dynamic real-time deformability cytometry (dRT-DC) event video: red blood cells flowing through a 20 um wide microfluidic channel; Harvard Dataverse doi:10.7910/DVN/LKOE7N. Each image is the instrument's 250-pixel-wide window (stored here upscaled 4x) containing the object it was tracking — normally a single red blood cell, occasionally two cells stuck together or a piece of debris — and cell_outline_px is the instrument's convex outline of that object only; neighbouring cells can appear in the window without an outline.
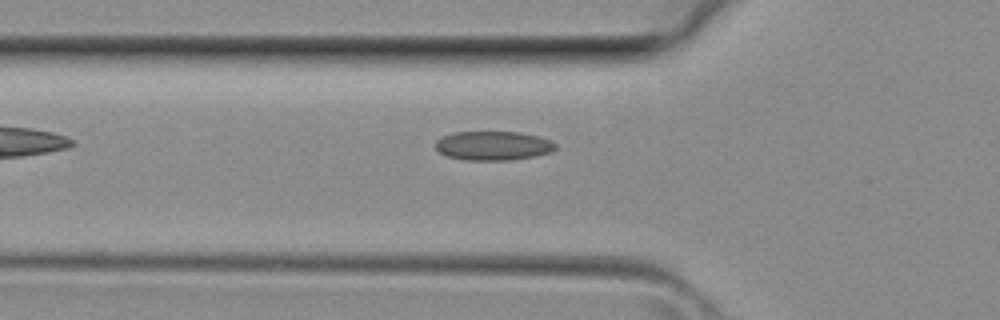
{"species": "common noctule bat (a hibernating species)", "species_latin": "Nyctalus noctula", "temperature_condition": "room temperature", "stored_images_in_passage": 25, "camera_frame_rate_fps": 3000, "um_per_image_px": 0.085, "animal": {"sex": "female", "body_mass_g": 29.2, "forearm_length_mm": 56.3}, "frame": {"image": 1, "passage_image": 2, "time_ms": 0.333, "image_size_px": [1000, 320], "cell_outline_px": [[556, 148], [548, 152], [536, 156], [512, 160], [464, 160], [444, 156], [436, 148], [436, 140], [452, 132], [520, 132], [536, 136], [548, 140], [556, 144]], "centroid_in_image_um": [41.87, 12.39], "position_along_channel_um": 83.9, "area_um2": 20.29}}
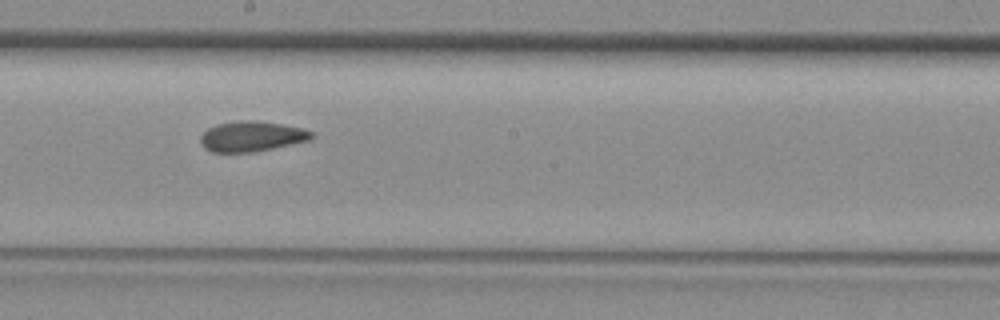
{"frame": {"image": 2, "passage_image": 10, "time_ms": 3.0, "image_size_px": [1000, 320], "cell_outline_px": [[312, 136], [308, 140], [272, 148], [252, 152], [212, 152], [204, 148], [200, 144], [200, 136], [208, 128], [216, 124], [240, 120], [252, 120], [280, 124], [300, 128], [312, 132]], "centroid_in_image_um": [21.3, 11.59], "position_along_channel_um": 226.9, "area_um2": 19.31}}
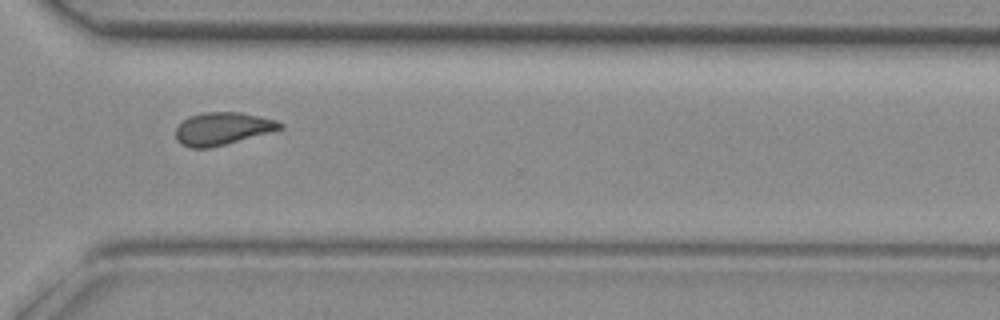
{"frame": {"image": 3, "passage_image": 17, "time_ms": 5.333, "image_size_px": [1000, 320], "cell_outline_px": [[284, 128], [272, 132], [208, 148], [188, 148], [180, 144], [176, 140], [176, 128], [184, 120], [192, 116], [204, 112], [240, 112], [276, 120], [284, 124]], "centroid_in_image_um": [18.92, 10.94], "position_along_channel_um": 351.7, "area_um2": 19.71}}